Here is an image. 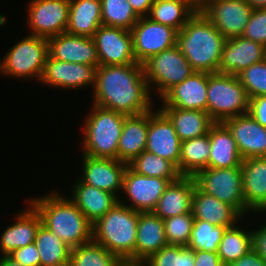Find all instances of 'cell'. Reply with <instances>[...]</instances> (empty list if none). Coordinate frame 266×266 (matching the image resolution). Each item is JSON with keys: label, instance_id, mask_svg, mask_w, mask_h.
I'll list each match as a JSON object with an SVG mask.
<instances>
[{"label": "cell", "instance_id": "1", "mask_svg": "<svg viewBox=\"0 0 266 266\" xmlns=\"http://www.w3.org/2000/svg\"><path fill=\"white\" fill-rule=\"evenodd\" d=\"M152 95L142 64L99 65L96 69L94 105L126 116L138 115L154 109Z\"/></svg>", "mask_w": 266, "mask_h": 266}, {"label": "cell", "instance_id": "2", "mask_svg": "<svg viewBox=\"0 0 266 266\" xmlns=\"http://www.w3.org/2000/svg\"><path fill=\"white\" fill-rule=\"evenodd\" d=\"M65 197L53 191L25 201L39 213L42 225L72 249L93 241V224L69 197Z\"/></svg>", "mask_w": 266, "mask_h": 266}, {"label": "cell", "instance_id": "3", "mask_svg": "<svg viewBox=\"0 0 266 266\" xmlns=\"http://www.w3.org/2000/svg\"><path fill=\"white\" fill-rule=\"evenodd\" d=\"M226 38L201 12L177 32L176 45L194 71L217 73Z\"/></svg>", "mask_w": 266, "mask_h": 266}, {"label": "cell", "instance_id": "4", "mask_svg": "<svg viewBox=\"0 0 266 266\" xmlns=\"http://www.w3.org/2000/svg\"><path fill=\"white\" fill-rule=\"evenodd\" d=\"M139 212L118 201L93 224V241L117 256L126 266H135Z\"/></svg>", "mask_w": 266, "mask_h": 266}, {"label": "cell", "instance_id": "5", "mask_svg": "<svg viewBox=\"0 0 266 266\" xmlns=\"http://www.w3.org/2000/svg\"><path fill=\"white\" fill-rule=\"evenodd\" d=\"M88 114L82 130L83 154L117 159L118 140L126 115L94 104Z\"/></svg>", "mask_w": 266, "mask_h": 266}, {"label": "cell", "instance_id": "6", "mask_svg": "<svg viewBox=\"0 0 266 266\" xmlns=\"http://www.w3.org/2000/svg\"><path fill=\"white\" fill-rule=\"evenodd\" d=\"M249 101L238 76L208 73L207 113L215 123L248 113Z\"/></svg>", "mask_w": 266, "mask_h": 266}, {"label": "cell", "instance_id": "7", "mask_svg": "<svg viewBox=\"0 0 266 266\" xmlns=\"http://www.w3.org/2000/svg\"><path fill=\"white\" fill-rule=\"evenodd\" d=\"M48 55V40L28 34L0 60V75L40 81Z\"/></svg>", "mask_w": 266, "mask_h": 266}, {"label": "cell", "instance_id": "8", "mask_svg": "<svg viewBox=\"0 0 266 266\" xmlns=\"http://www.w3.org/2000/svg\"><path fill=\"white\" fill-rule=\"evenodd\" d=\"M142 65L151 93L155 88L159 98L195 72L177 45L150 57Z\"/></svg>", "mask_w": 266, "mask_h": 266}, {"label": "cell", "instance_id": "9", "mask_svg": "<svg viewBox=\"0 0 266 266\" xmlns=\"http://www.w3.org/2000/svg\"><path fill=\"white\" fill-rule=\"evenodd\" d=\"M193 178L201 190L232 206L243 219L249 214L243 197L241 167H208L199 171Z\"/></svg>", "mask_w": 266, "mask_h": 266}, {"label": "cell", "instance_id": "10", "mask_svg": "<svg viewBox=\"0 0 266 266\" xmlns=\"http://www.w3.org/2000/svg\"><path fill=\"white\" fill-rule=\"evenodd\" d=\"M30 1L26 11L30 35L48 39L66 32L70 0Z\"/></svg>", "mask_w": 266, "mask_h": 266}, {"label": "cell", "instance_id": "11", "mask_svg": "<svg viewBox=\"0 0 266 266\" xmlns=\"http://www.w3.org/2000/svg\"><path fill=\"white\" fill-rule=\"evenodd\" d=\"M133 52L137 63L143 64L150 57L176 45L177 31L150 18L140 17L131 29Z\"/></svg>", "mask_w": 266, "mask_h": 266}, {"label": "cell", "instance_id": "12", "mask_svg": "<svg viewBox=\"0 0 266 266\" xmlns=\"http://www.w3.org/2000/svg\"><path fill=\"white\" fill-rule=\"evenodd\" d=\"M170 183L169 179L138 174L127 166L122 194L125 193V198L127 197L126 199L130 202L128 204L121 199L122 197L119 198V202L138 212H153Z\"/></svg>", "mask_w": 266, "mask_h": 266}, {"label": "cell", "instance_id": "13", "mask_svg": "<svg viewBox=\"0 0 266 266\" xmlns=\"http://www.w3.org/2000/svg\"><path fill=\"white\" fill-rule=\"evenodd\" d=\"M99 65L113 66L137 63L133 52V37L129 30L101 25L92 37Z\"/></svg>", "mask_w": 266, "mask_h": 266}, {"label": "cell", "instance_id": "14", "mask_svg": "<svg viewBox=\"0 0 266 266\" xmlns=\"http://www.w3.org/2000/svg\"><path fill=\"white\" fill-rule=\"evenodd\" d=\"M252 10L245 0H213L201 13L226 39H230L243 34Z\"/></svg>", "mask_w": 266, "mask_h": 266}, {"label": "cell", "instance_id": "15", "mask_svg": "<svg viewBox=\"0 0 266 266\" xmlns=\"http://www.w3.org/2000/svg\"><path fill=\"white\" fill-rule=\"evenodd\" d=\"M82 164L83 174L79 179L83 183L114 194L118 199L121 197L118 192H122L127 163L113 158L82 154Z\"/></svg>", "mask_w": 266, "mask_h": 266}, {"label": "cell", "instance_id": "16", "mask_svg": "<svg viewBox=\"0 0 266 266\" xmlns=\"http://www.w3.org/2000/svg\"><path fill=\"white\" fill-rule=\"evenodd\" d=\"M96 69V66L60 61L48 55L39 82L53 88L72 90L90 85L94 89Z\"/></svg>", "mask_w": 266, "mask_h": 266}, {"label": "cell", "instance_id": "17", "mask_svg": "<svg viewBox=\"0 0 266 266\" xmlns=\"http://www.w3.org/2000/svg\"><path fill=\"white\" fill-rule=\"evenodd\" d=\"M181 140L172 122L157 108L148 111L146 151L172 162L179 171Z\"/></svg>", "mask_w": 266, "mask_h": 266}, {"label": "cell", "instance_id": "18", "mask_svg": "<svg viewBox=\"0 0 266 266\" xmlns=\"http://www.w3.org/2000/svg\"><path fill=\"white\" fill-rule=\"evenodd\" d=\"M208 73L193 72L181 83L170 88L160 99L161 107L207 112Z\"/></svg>", "mask_w": 266, "mask_h": 266}, {"label": "cell", "instance_id": "19", "mask_svg": "<svg viewBox=\"0 0 266 266\" xmlns=\"http://www.w3.org/2000/svg\"><path fill=\"white\" fill-rule=\"evenodd\" d=\"M48 40V53L51 58L79 64L99 66V58L92 37L60 33Z\"/></svg>", "mask_w": 266, "mask_h": 266}, {"label": "cell", "instance_id": "20", "mask_svg": "<svg viewBox=\"0 0 266 266\" xmlns=\"http://www.w3.org/2000/svg\"><path fill=\"white\" fill-rule=\"evenodd\" d=\"M223 123L232 133L243 160L266 157V127L260 125L249 113L228 118Z\"/></svg>", "mask_w": 266, "mask_h": 266}, {"label": "cell", "instance_id": "21", "mask_svg": "<svg viewBox=\"0 0 266 266\" xmlns=\"http://www.w3.org/2000/svg\"><path fill=\"white\" fill-rule=\"evenodd\" d=\"M266 58V47L242 36L227 39L218 66V73L238 75L250 65Z\"/></svg>", "mask_w": 266, "mask_h": 266}, {"label": "cell", "instance_id": "22", "mask_svg": "<svg viewBox=\"0 0 266 266\" xmlns=\"http://www.w3.org/2000/svg\"><path fill=\"white\" fill-rule=\"evenodd\" d=\"M245 207L266 214V157H250L241 162Z\"/></svg>", "mask_w": 266, "mask_h": 266}, {"label": "cell", "instance_id": "23", "mask_svg": "<svg viewBox=\"0 0 266 266\" xmlns=\"http://www.w3.org/2000/svg\"><path fill=\"white\" fill-rule=\"evenodd\" d=\"M28 208L15 216V223L9 224L0 237V254L8 255L13 250L34 243L36 232L42 224L36 209L28 203Z\"/></svg>", "mask_w": 266, "mask_h": 266}, {"label": "cell", "instance_id": "24", "mask_svg": "<svg viewBox=\"0 0 266 266\" xmlns=\"http://www.w3.org/2000/svg\"><path fill=\"white\" fill-rule=\"evenodd\" d=\"M164 221L153 212H139L135 245V266L167 246Z\"/></svg>", "mask_w": 266, "mask_h": 266}, {"label": "cell", "instance_id": "25", "mask_svg": "<svg viewBox=\"0 0 266 266\" xmlns=\"http://www.w3.org/2000/svg\"><path fill=\"white\" fill-rule=\"evenodd\" d=\"M192 213L195 220H203L215 226L231 227L242 216L227 203L201 190L195 183L192 200Z\"/></svg>", "mask_w": 266, "mask_h": 266}, {"label": "cell", "instance_id": "26", "mask_svg": "<svg viewBox=\"0 0 266 266\" xmlns=\"http://www.w3.org/2000/svg\"><path fill=\"white\" fill-rule=\"evenodd\" d=\"M73 185V189H70L72 193L69 199L92 224L104 216L119 201L114 194L89 186L79 178Z\"/></svg>", "mask_w": 266, "mask_h": 266}, {"label": "cell", "instance_id": "27", "mask_svg": "<svg viewBox=\"0 0 266 266\" xmlns=\"http://www.w3.org/2000/svg\"><path fill=\"white\" fill-rule=\"evenodd\" d=\"M194 187L193 177L181 176L177 181L171 182L160 197L153 213L164 220L192 212Z\"/></svg>", "mask_w": 266, "mask_h": 266}, {"label": "cell", "instance_id": "28", "mask_svg": "<svg viewBox=\"0 0 266 266\" xmlns=\"http://www.w3.org/2000/svg\"><path fill=\"white\" fill-rule=\"evenodd\" d=\"M148 111L125 116L121 136L118 140L117 160L130 163L147 145Z\"/></svg>", "mask_w": 266, "mask_h": 266}, {"label": "cell", "instance_id": "29", "mask_svg": "<svg viewBox=\"0 0 266 266\" xmlns=\"http://www.w3.org/2000/svg\"><path fill=\"white\" fill-rule=\"evenodd\" d=\"M210 156L209 168L241 167V157L232 133L222 123H214L210 130Z\"/></svg>", "mask_w": 266, "mask_h": 266}, {"label": "cell", "instance_id": "30", "mask_svg": "<svg viewBox=\"0 0 266 266\" xmlns=\"http://www.w3.org/2000/svg\"><path fill=\"white\" fill-rule=\"evenodd\" d=\"M159 109L172 122L181 142L209 133L211 126L215 123L206 111L173 107Z\"/></svg>", "mask_w": 266, "mask_h": 266}, {"label": "cell", "instance_id": "31", "mask_svg": "<svg viewBox=\"0 0 266 266\" xmlns=\"http://www.w3.org/2000/svg\"><path fill=\"white\" fill-rule=\"evenodd\" d=\"M102 25L100 0H70L66 33L93 37Z\"/></svg>", "mask_w": 266, "mask_h": 266}, {"label": "cell", "instance_id": "32", "mask_svg": "<svg viewBox=\"0 0 266 266\" xmlns=\"http://www.w3.org/2000/svg\"><path fill=\"white\" fill-rule=\"evenodd\" d=\"M210 156L209 133L181 142L179 173L194 177L199 171L208 168Z\"/></svg>", "mask_w": 266, "mask_h": 266}, {"label": "cell", "instance_id": "33", "mask_svg": "<svg viewBox=\"0 0 266 266\" xmlns=\"http://www.w3.org/2000/svg\"><path fill=\"white\" fill-rule=\"evenodd\" d=\"M34 244L39 252L41 266H69L70 250L59 237L40 225Z\"/></svg>", "mask_w": 266, "mask_h": 266}, {"label": "cell", "instance_id": "34", "mask_svg": "<svg viewBox=\"0 0 266 266\" xmlns=\"http://www.w3.org/2000/svg\"><path fill=\"white\" fill-rule=\"evenodd\" d=\"M194 13L184 0H154L147 17L179 32Z\"/></svg>", "mask_w": 266, "mask_h": 266}, {"label": "cell", "instance_id": "35", "mask_svg": "<svg viewBox=\"0 0 266 266\" xmlns=\"http://www.w3.org/2000/svg\"><path fill=\"white\" fill-rule=\"evenodd\" d=\"M239 224L228 227L218 245L217 254L224 266H229L240 257L247 254L252 247V231L238 227Z\"/></svg>", "mask_w": 266, "mask_h": 266}, {"label": "cell", "instance_id": "36", "mask_svg": "<svg viewBox=\"0 0 266 266\" xmlns=\"http://www.w3.org/2000/svg\"><path fill=\"white\" fill-rule=\"evenodd\" d=\"M128 166L138 174L169 179L171 182L181 177L178 168L172 162L146 150L128 163Z\"/></svg>", "mask_w": 266, "mask_h": 266}, {"label": "cell", "instance_id": "37", "mask_svg": "<svg viewBox=\"0 0 266 266\" xmlns=\"http://www.w3.org/2000/svg\"><path fill=\"white\" fill-rule=\"evenodd\" d=\"M69 266H126L117 256L94 241L70 250Z\"/></svg>", "mask_w": 266, "mask_h": 266}, {"label": "cell", "instance_id": "38", "mask_svg": "<svg viewBox=\"0 0 266 266\" xmlns=\"http://www.w3.org/2000/svg\"><path fill=\"white\" fill-rule=\"evenodd\" d=\"M102 25L131 31L140 18L127 0H100Z\"/></svg>", "mask_w": 266, "mask_h": 266}, {"label": "cell", "instance_id": "39", "mask_svg": "<svg viewBox=\"0 0 266 266\" xmlns=\"http://www.w3.org/2000/svg\"><path fill=\"white\" fill-rule=\"evenodd\" d=\"M226 229V226H215L207 221L194 220L187 247L193 250L217 252Z\"/></svg>", "mask_w": 266, "mask_h": 266}, {"label": "cell", "instance_id": "40", "mask_svg": "<svg viewBox=\"0 0 266 266\" xmlns=\"http://www.w3.org/2000/svg\"><path fill=\"white\" fill-rule=\"evenodd\" d=\"M195 250L187 246L167 245L150 255L139 266H195Z\"/></svg>", "mask_w": 266, "mask_h": 266}, {"label": "cell", "instance_id": "41", "mask_svg": "<svg viewBox=\"0 0 266 266\" xmlns=\"http://www.w3.org/2000/svg\"><path fill=\"white\" fill-rule=\"evenodd\" d=\"M194 220L192 212L164 219V230L168 245L187 246Z\"/></svg>", "mask_w": 266, "mask_h": 266}, {"label": "cell", "instance_id": "42", "mask_svg": "<svg viewBox=\"0 0 266 266\" xmlns=\"http://www.w3.org/2000/svg\"><path fill=\"white\" fill-rule=\"evenodd\" d=\"M249 99L266 95V58L250 65L238 75Z\"/></svg>", "mask_w": 266, "mask_h": 266}, {"label": "cell", "instance_id": "43", "mask_svg": "<svg viewBox=\"0 0 266 266\" xmlns=\"http://www.w3.org/2000/svg\"><path fill=\"white\" fill-rule=\"evenodd\" d=\"M241 36L266 47V8L252 10Z\"/></svg>", "mask_w": 266, "mask_h": 266}, {"label": "cell", "instance_id": "44", "mask_svg": "<svg viewBox=\"0 0 266 266\" xmlns=\"http://www.w3.org/2000/svg\"><path fill=\"white\" fill-rule=\"evenodd\" d=\"M8 256L23 266H41L39 252L34 243L17 248Z\"/></svg>", "mask_w": 266, "mask_h": 266}, {"label": "cell", "instance_id": "45", "mask_svg": "<svg viewBox=\"0 0 266 266\" xmlns=\"http://www.w3.org/2000/svg\"><path fill=\"white\" fill-rule=\"evenodd\" d=\"M248 113L260 125L266 127V95L250 99Z\"/></svg>", "mask_w": 266, "mask_h": 266}, {"label": "cell", "instance_id": "46", "mask_svg": "<svg viewBox=\"0 0 266 266\" xmlns=\"http://www.w3.org/2000/svg\"><path fill=\"white\" fill-rule=\"evenodd\" d=\"M252 247L266 261V222L252 231Z\"/></svg>", "mask_w": 266, "mask_h": 266}, {"label": "cell", "instance_id": "47", "mask_svg": "<svg viewBox=\"0 0 266 266\" xmlns=\"http://www.w3.org/2000/svg\"><path fill=\"white\" fill-rule=\"evenodd\" d=\"M195 266H224L217 252L195 250Z\"/></svg>", "mask_w": 266, "mask_h": 266}, {"label": "cell", "instance_id": "48", "mask_svg": "<svg viewBox=\"0 0 266 266\" xmlns=\"http://www.w3.org/2000/svg\"><path fill=\"white\" fill-rule=\"evenodd\" d=\"M229 266H266V261L252 248L247 254L232 262Z\"/></svg>", "mask_w": 266, "mask_h": 266}, {"label": "cell", "instance_id": "49", "mask_svg": "<svg viewBox=\"0 0 266 266\" xmlns=\"http://www.w3.org/2000/svg\"><path fill=\"white\" fill-rule=\"evenodd\" d=\"M139 17L148 16L154 0H127Z\"/></svg>", "mask_w": 266, "mask_h": 266}, {"label": "cell", "instance_id": "50", "mask_svg": "<svg viewBox=\"0 0 266 266\" xmlns=\"http://www.w3.org/2000/svg\"><path fill=\"white\" fill-rule=\"evenodd\" d=\"M195 12H201L213 0H184Z\"/></svg>", "mask_w": 266, "mask_h": 266}, {"label": "cell", "instance_id": "51", "mask_svg": "<svg viewBox=\"0 0 266 266\" xmlns=\"http://www.w3.org/2000/svg\"><path fill=\"white\" fill-rule=\"evenodd\" d=\"M0 266H23L18 262H15L8 255L0 256Z\"/></svg>", "mask_w": 266, "mask_h": 266}, {"label": "cell", "instance_id": "52", "mask_svg": "<svg viewBox=\"0 0 266 266\" xmlns=\"http://www.w3.org/2000/svg\"><path fill=\"white\" fill-rule=\"evenodd\" d=\"M249 3L252 9H264L266 8V0H245Z\"/></svg>", "mask_w": 266, "mask_h": 266}]
</instances>
